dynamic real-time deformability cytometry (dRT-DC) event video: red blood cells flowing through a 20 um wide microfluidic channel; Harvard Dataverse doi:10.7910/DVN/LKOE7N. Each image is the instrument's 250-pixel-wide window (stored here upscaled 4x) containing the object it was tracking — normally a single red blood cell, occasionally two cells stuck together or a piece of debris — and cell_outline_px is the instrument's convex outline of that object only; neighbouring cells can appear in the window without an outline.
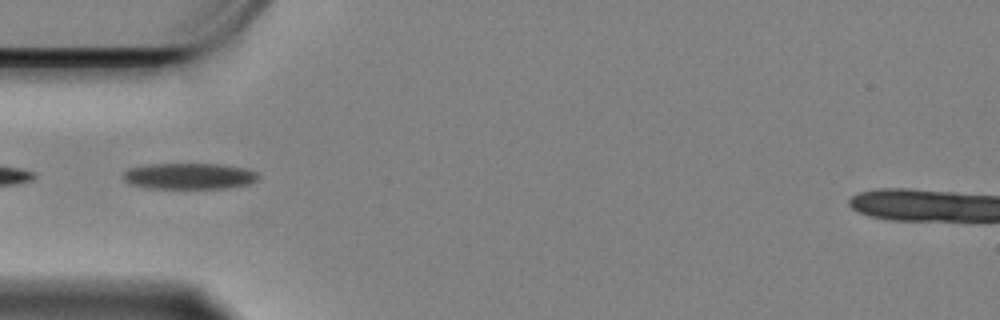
{"species": "Egyptian fruit bat (a non-hibernating species)", "species_latin": "Rousettus aegyptiacus", "temperature_condition": "cold", "stored_images_in_passage": 41, "camera_frame_rate_fps": 3000, "um_per_image_px": 0.085, "animal": {"sex": "female"}, "frame": {"image": 1, "passage_image": 1, "time_ms": 0.0, "image_size_px": [1000, 320], "cell_outline_px": [[260, 176], [256, 180], [248, 184], [228, 188], [148, 188], [128, 184], [124, 180], [124, 172], [128, 168], [148, 164], [220, 164], [244, 168], [256, 172]], "centroid_in_image_um": [16.06, 14.97], "position_along_channel_um": 68.9, "area_um2": 20.58}}
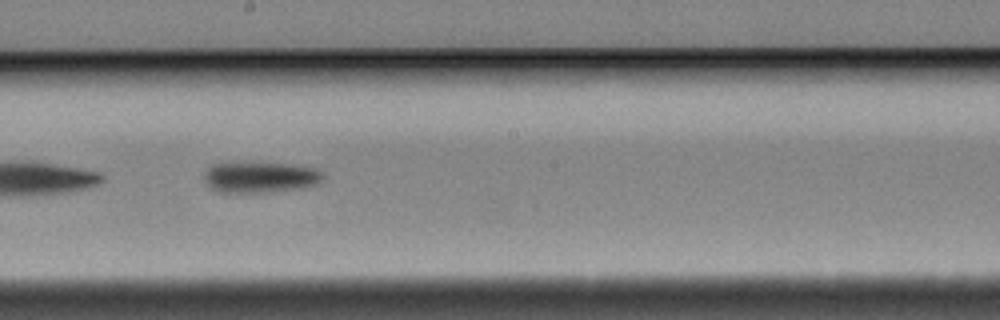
{"frame": {"image": 2, "passage_image": 15, "time_ms": 4.667, "image_size_px": [1000, 320], "cell_outline_px": [[324, 176], [316, 184], [300, 188], [272, 192], [216, 192], [208, 184], [204, 176], [208, 168], [212, 164], [248, 160], [252, 160], [292, 164], [316, 168]], "centroid_in_image_um": [22.1, 15.01], "position_along_channel_um": 226.1, "area_um2": 22.02}}
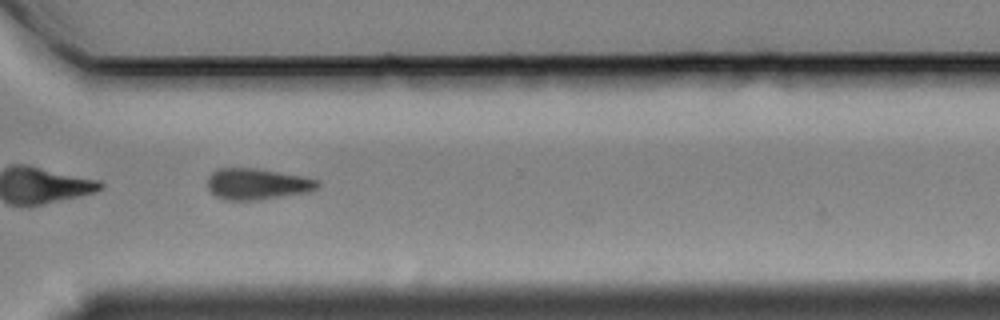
{"frame": {"image": 3, "passage_image": 26, "time_ms": 8.333, "image_size_px": [1000, 320], "cell_outline_px": [[320, 184], [316, 188], [308, 192], [256, 200], [224, 200], [216, 196], [208, 188], [208, 176], [216, 168], [256, 168], [300, 176], [320, 180]], "centroid_in_image_um": [21.83, 15.63], "position_along_channel_um": 348.8, "area_um2": 19.88}, "authors_computed_cell_mechanics": {"area_um2": 20.23, "velocity_mm_per_s": 3.3437, "shape_relaxation_time_tau1_ms": 2.5186, "shape_relaxation_time_tau2_ms": null, "deformation_change_tau1": 0.1153, "deformation_change_tau2": null}}